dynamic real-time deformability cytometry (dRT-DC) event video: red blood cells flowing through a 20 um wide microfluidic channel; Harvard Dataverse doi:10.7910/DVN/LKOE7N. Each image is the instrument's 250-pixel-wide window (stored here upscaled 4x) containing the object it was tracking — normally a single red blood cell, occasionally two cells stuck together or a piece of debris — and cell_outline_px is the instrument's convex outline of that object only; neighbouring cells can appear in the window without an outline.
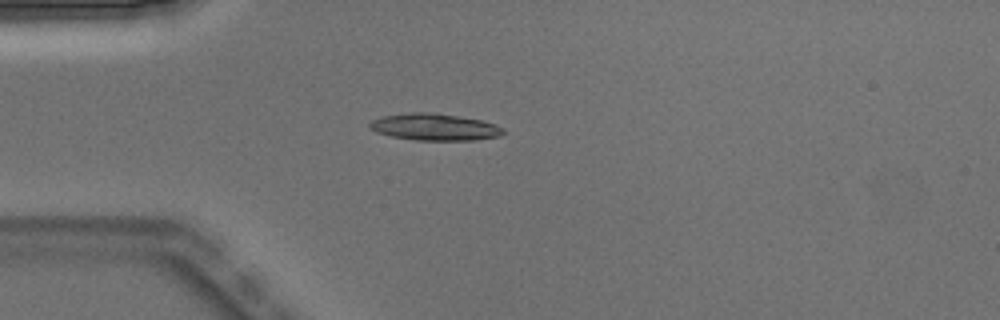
{"species": "Egyptian fruit bat (a non-hibernating species)", "species_latin": "Rousettus aegyptiacus", "temperature_condition": "warm", "stored_images_in_passage": 1, "camera_frame_rate_fps": 3000, "um_per_image_px": 0.085, "animal": {"sex": "male"}, "frame": {"image": 1, "passage_image": 1, "time_ms": 0.0, "image_size_px": [1000, 320], "cell_outline_px": [[508, 132], [500, 136], [476, 140], [416, 140], [392, 136], [376, 132], [368, 128], [368, 124], [372, 120], [384, 116], [412, 112], [428, 112], [456, 116], [480, 120], [496, 124], [504, 128]], "centroid_in_image_um": [36.97, 10.8], "position_along_channel_um": 48.0, "area_um2": 20.87}}